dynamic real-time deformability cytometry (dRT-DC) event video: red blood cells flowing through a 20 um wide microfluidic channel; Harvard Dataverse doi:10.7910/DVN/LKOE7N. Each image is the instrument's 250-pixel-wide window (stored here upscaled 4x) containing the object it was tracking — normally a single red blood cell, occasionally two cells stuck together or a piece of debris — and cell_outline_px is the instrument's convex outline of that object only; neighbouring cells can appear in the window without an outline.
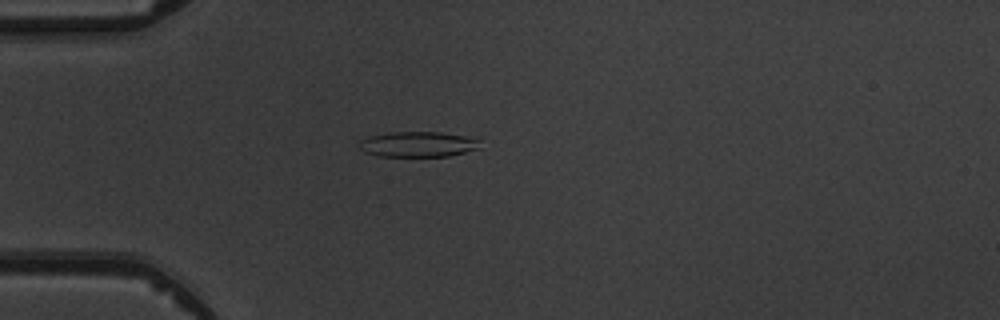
{"species": "common noctule bat (a hibernating species)", "species_latin": "Nyctalus noctula", "temperature_condition": "warm", "stored_images_in_passage": 4, "camera_frame_rate_fps": 3000, "um_per_image_px": 0.085, "animal": {"sex": "male", "body_mass_g": 19.5, "forearm_length_mm": 54.6}, "frame": {"image": 1, "passage_image": 4, "time_ms": 4.333, "image_size_px": [1000, 320], "cell_outline_px": [[480, 148], [448, 156], [376, 156], [364, 152], [360, 148], [360, 140], [372, 136], [388, 132], [440, 132], [480, 136]], "centroid_in_image_um": [35.63, 12.25], "position_along_channel_um": 49.4, "area_um2": 18.21}}